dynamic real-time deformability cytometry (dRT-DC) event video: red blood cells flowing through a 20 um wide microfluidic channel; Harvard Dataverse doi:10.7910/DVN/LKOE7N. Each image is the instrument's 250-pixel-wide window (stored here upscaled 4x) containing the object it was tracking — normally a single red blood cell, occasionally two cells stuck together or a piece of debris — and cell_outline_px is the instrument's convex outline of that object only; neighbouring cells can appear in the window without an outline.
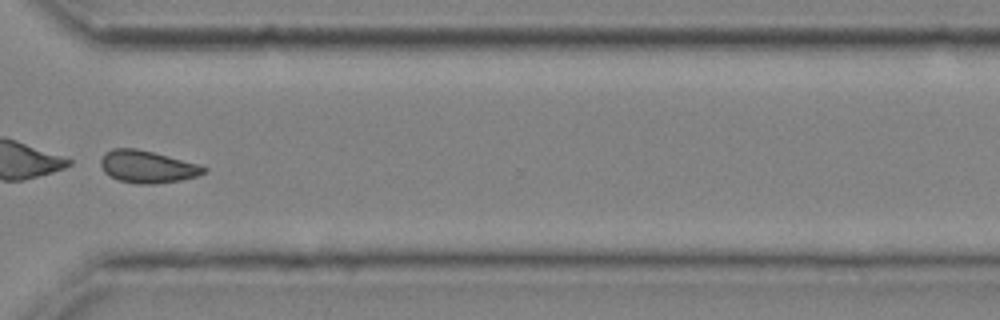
{"species": "common noctule bat (a hibernating species)", "species_latin": "Nyctalus noctula", "temperature_condition": "cold", "stored_images_in_passage": 34, "camera_frame_rate_fps": 3000, "um_per_image_px": 0.085, "animal": {"sex": "male", "body_mass_g": 20.4}, "frame": {"image": 1, "passage_image": 25, "time_ms": 8.0, "image_size_px": [1000, 320], "cell_outline_px": [[208, 172], [196, 176], [180, 180], [152, 184], [136, 184], [120, 180], [108, 176], [104, 172], [100, 164], [100, 160], [104, 152], [112, 148], [136, 148], [200, 164], [208, 168]], "centroid_in_image_um": [12.51, 14.17], "position_along_channel_um": 358.1, "area_um2": 19.54}}